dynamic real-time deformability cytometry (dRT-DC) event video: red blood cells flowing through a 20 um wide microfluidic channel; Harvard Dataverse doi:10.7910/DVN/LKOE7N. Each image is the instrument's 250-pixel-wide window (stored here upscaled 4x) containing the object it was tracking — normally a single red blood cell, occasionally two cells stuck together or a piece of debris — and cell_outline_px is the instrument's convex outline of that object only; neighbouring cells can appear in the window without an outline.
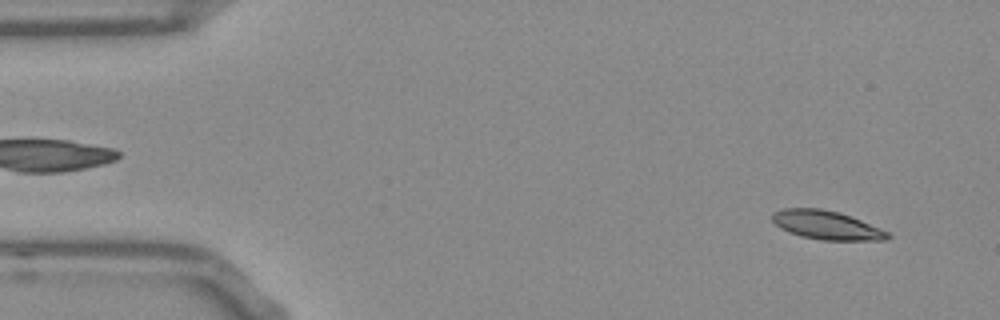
{"species": "Egyptian fruit bat (a non-hibernating species)", "species_latin": "Rousettus aegyptiacus", "temperature_condition": "room temperature", "stored_images_in_passage": 52, "camera_frame_rate_fps": 3000, "um_per_image_px": 0.085, "frame": {"image": 1, "passage_image": 3, "time_ms": 0.667, "image_size_px": [1000, 320], "cell_outline_px": [[892, 236], [888, 240], [824, 240], [800, 236], [788, 232], [780, 228], [772, 220], [772, 212], [784, 208], [820, 208], [840, 212], [880, 228], [888, 232]], "centroid_in_image_um": [70.25, 19.13], "position_along_channel_um": 14.8, "area_um2": 19.36}}
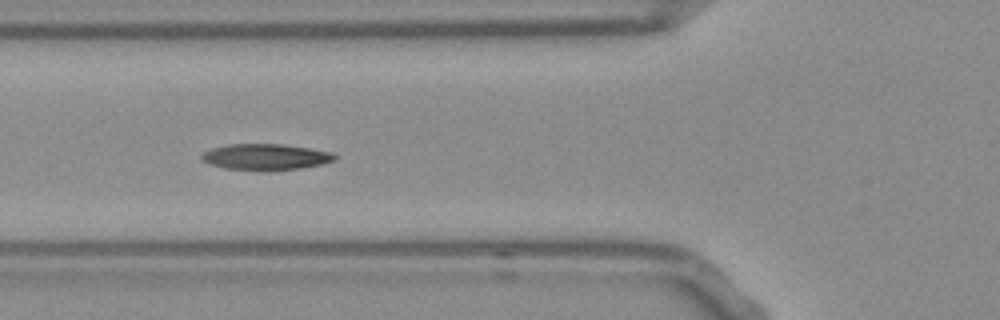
{"frame": {"image": 2, "passage_image": 18, "time_ms": 5.667, "image_size_px": [1000, 320], "cell_outline_px": [[336, 160], [320, 164], [300, 168], [272, 172], [224, 168], [208, 164], [200, 156], [204, 152], [212, 148], [228, 144], [284, 144], [332, 152], [336, 156]], "centroid_in_image_um": [22.57, 13.35], "position_along_channel_um": 103.2, "area_um2": 20.46}}
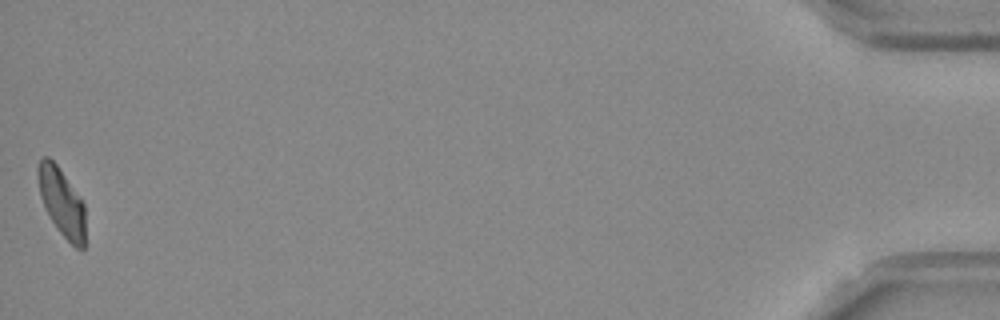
{"frame": {"image": 3, "passage_image": 52, "time_ms": 17.0, "image_size_px": [1000, 320], "cell_outline_px": [[84, 248], [76, 248], [56, 228], [44, 208], [40, 196], [36, 172], [36, 168], [40, 160], [44, 156], [48, 156], [56, 164], [84, 204]], "centroid_in_image_um": [5.2, 17.16], "position_along_channel_um": 430.0, "area_um2": 18.5}, "authors_computed_cell_mechanics": {"area_um2": 19.5364, "velocity_mm_per_s": 3.7787, "shape_relaxation_time_tau1_ms": 5.2608, "shape_relaxation_time_tau2_ms": 2.7426, "deformation_change_tau1": 0.1645, "deformation_change_tau2": 0.0866}}